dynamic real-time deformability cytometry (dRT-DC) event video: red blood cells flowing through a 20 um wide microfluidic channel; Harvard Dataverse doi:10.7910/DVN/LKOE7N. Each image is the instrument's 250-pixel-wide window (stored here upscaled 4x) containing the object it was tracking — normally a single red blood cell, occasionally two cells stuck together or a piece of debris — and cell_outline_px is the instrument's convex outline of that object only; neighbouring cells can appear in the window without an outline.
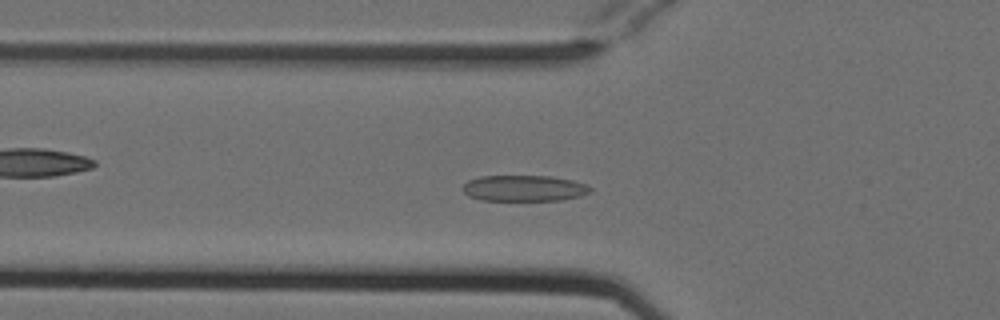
{"species": "Egyptian fruit bat (a non-hibernating species)", "species_latin": "Rousettus aegyptiacus", "temperature_condition": "cold", "stored_images_in_passage": 51, "camera_frame_rate_fps": 3000, "um_per_image_px": 0.085, "animal": {"sex": "female"}, "frame": {"image": 1, "passage_image": 15, "time_ms": 4.667, "image_size_px": [1000, 320], "cell_outline_px": [[592, 192], [580, 196], [560, 200], [484, 200], [468, 196], [460, 188], [468, 180], [480, 176], [548, 176], [572, 180], [588, 184], [592, 188]], "centroid_in_image_um": [44.55, 16.0], "position_along_channel_um": 81.2, "area_um2": 19.42}}
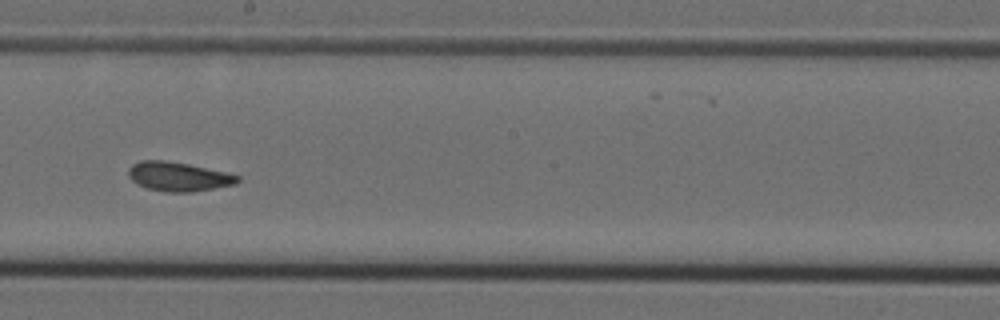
{"frame": {"image": 2, "passage_image": 27, "time_ms": 8.667, "image_size_px": [1000, 320], "cell_outline_px": [[240, 180], [236, 184], [192, 192], [164, 192], [148, 188], [136, 184], [128, 176], [128, 168], [132, 164], [140, 160], [164, 160], [188, 164], [228, 172], [240, 176]], "centroid_in_image_um": [15.16, 15.0], "position_along_channel_um": 233.0, "area_um2": 18.73}}
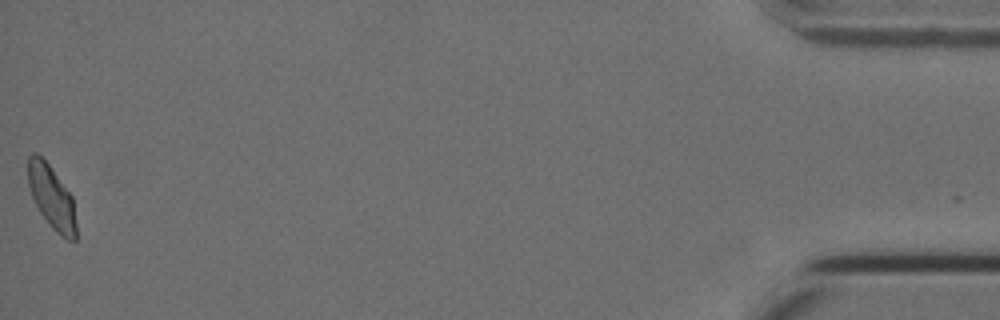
{"frame": {"image": 3, "passage_image": 50, "time_ms": 16.333, "image_size_px": [1000, 320], "cell_outline_px": [[76, 240], [68, 240], [56, 232], [52, 228], [40, 212], [32, 196], [28, 184], [28, 156], [32, 152], [36, 152], [48, 164], [72, 196], [76, 224]], "centroid_in_image_um": [4.38, 16.76], "position_along_channel_um": 430.8, "area_um2": 17.51}}